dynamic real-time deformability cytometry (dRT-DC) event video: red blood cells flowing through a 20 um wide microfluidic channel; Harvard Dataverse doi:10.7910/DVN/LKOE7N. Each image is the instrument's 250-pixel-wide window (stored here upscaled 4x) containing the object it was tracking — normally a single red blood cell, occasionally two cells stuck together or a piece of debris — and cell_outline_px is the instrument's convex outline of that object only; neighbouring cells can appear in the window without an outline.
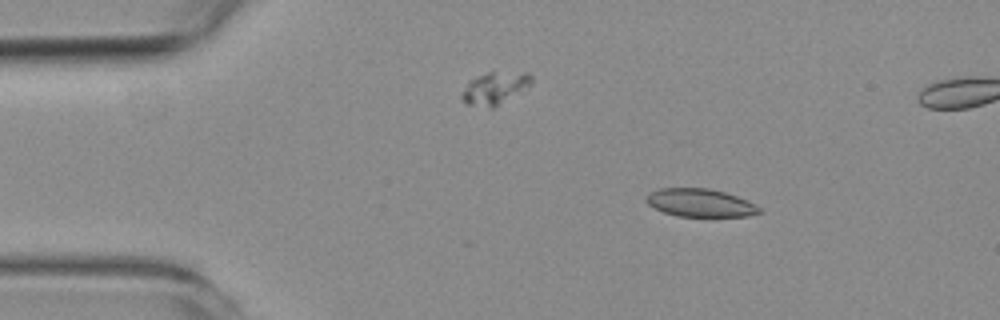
{"species": "common noctule bat (a hibernating species)", "species_latin": "Nyctalus noctula", "temperature_condition": "room temperature", "stored_images_in_passage": 49, "camera_frame_rate_fps": 3000, "um_per_image_px": 0.085, "animal": {"sex": "female", "body_mass_g": 19.3, "forearm_length_mm": 54.1}, "frame": {"image": 1, "passage_image": 8, "time_ms": 2.333, "image_size_px": [1000, 320], "cell_outline_px": [[760, 212], [748, 216], [676, 216], [664, 212], [648, 204], [644, 200], [648, 192], [660, 188], [708, 188], [724, 192], [748, 200], [756, 204], [760, 208]], "centroid_in_image_um": [59.49, 17.23], "position_along_channel_um": 25.5, "area_um2": 18.44}}
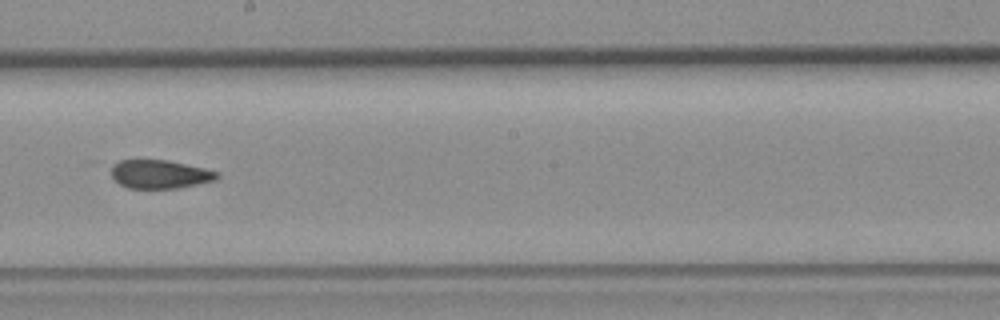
{"frame": {"image": 2, "passage_image": 30, "time_ms": 9.667, "image_size_px": [1000, 320], "cell_outline_px": [[220, 176], [216, 180], [180, 188], [128, 188], [120, 184], [112, 176], [112, 164], [120, 160], [168, 160], [204, 168], [220, 172]], "centroid_in_image_um": [13.62, 14.81], "position_along_channel_um": 234.6, "area_um2": 17.63}}
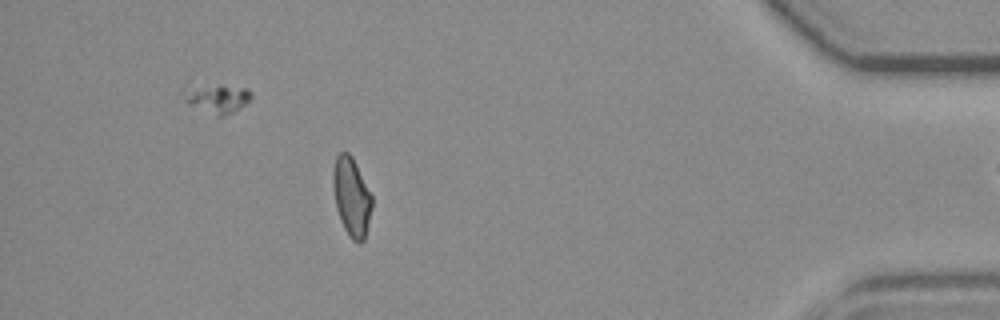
{"frame": {"image": 3, "passage_image": 48, "time_ms": 15.667, "image_size_px": [1000, 320], "cell_outline_px": [[372, 208], [364, 240], [360, 244], [356, 244], [352, 240], [344, 228], [340, 220], [336, 208], [332, 184], [332, 172], [336, 156], [340, 152], [348, 152], [352, 156], [372, 196]], "centroid_in_image_um": [29.87, 16.75], "position_along_channel_um": 405.3, "area_um2": 17.98}}